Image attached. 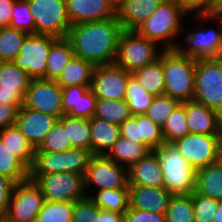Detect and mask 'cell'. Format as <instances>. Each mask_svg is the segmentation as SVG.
<instances>
[{"label":"cell","mask_w":222,"mask_h":222,"mask_svg":"<svg viewBox=\"0 0 222 222\" xmlns=\"http://www.w3.org/2000/svg\"><path fill=\"white\" fill-rule=\"evenodd\" d=\"M176 50L196 60L221 58L222 20L214 13L190 14L185 20Z\"/></svg>","instance_id":"cell-2"},{"label":"cell","mask_w":222,"mask_h":222,"mask_svg":"<svg viewBox=\"0 0 222 222\" xmlns=\"http://www.w3.org/2000/svg\"><path fill=\"white\" fill-rule=\"evenodd\" d=\"M196 59L175 50L162 52L165 95L180 102L192 101L195 94Z\"/></svg>","instance_id":"cell-4"},{"label":"cell","mask_w":222,"mask_h":222,"mask_svg":"<svg viewBox=\"0 0 222 222\" xmlns=\"http://www.w3.org/2000/svg\"><path fill=\"white\" fill-rule=\"evenodd\" d=\"M154 97L142 87L139 80L133 74L129 77L124 99L130 107L133 116L144 114Z\"/></svg>","instance_id":"cell-38"},{"label":"cell","mask_w":222,"mask_h":222,"mask_svg":"<svg viewBox=\"0 0 222 222\" xmlns=\"http://www.w3.org/2000/svg\"><path fill=\"white\" fill-rule=\"evenodd\" d=\"M92 155L90 150L79 148L63 152H35L30 174L70 172L84 175Z\"/></svg>","instance_id":"cell-10"},{"label":"cell","mask_w":222,"mask_h":222,"mask_svg":"<svg viewBox=\"0 0 222 222\" xmlns=\"http://www.w3.org/2000/svg\"><path fill=\"white\" fill-rule=\"evenodd\" d=\"M186 122L190 133L222 135V115L203 104L185 101Z\"/></svg>","instance_id":"cell-23"},{"label":"cell","mask_w":222,"mask_h":222,"mask_svg":"<svg viewBox=\"0 0 222 222\" xmlns=\"http://www.w3.org/2000/svg\"><path fill=\"white\" fill-rule=\"evenodd\" d=\"M30 12L28 0H17L13 5L10 27L35 34V21Z\"/></svg>","instance_id":"cell-45"},{"label":"cell","mask_w":222,"mask_h":222,"mask_svg":"<svg viewBox=\"0 0 222 222\" xmlns=\"http://www.w3.org/2000/svg\"><path fill=\"white\" fill-rule=\"evenodd\" d=\"M189 15L177 0H163L135 31L164 50H175Z\"/></svg>","instance_id":"cell-3"},{"label":"cell","mask_w":222,"mask_h":222,"mask_svg":"<svg viewBox=\"0 0 222 222\" xmlns=\"http://www.w3.org/2000/svg\"><path fill=\"white\" fill-rule=\"evenodd\" d=\"M187 134H190V131L186 122L185 102H181L162 126V135L165 143H173Z\"/></svg>","instance_id":"cell-40"},{"label":"cell","mask_w":222,"mask_h":222,"mask_svg":"<svg viewBox=\"0 0 222 222\" xmlns=\"http://www.w3.org/2000/svg\"><path fill=\"white\" fill-rule=\"evenodd\" d=\"M73 148L67 135V128L58 120L48 132L36 152H63Z\"/></svg>","instance_id":"cell-44"},{"label":"cell","mask_w":222,"mask_h":222,"mask_svg":"<svg viewBox=\"0 0 222 222\" xmlns=\"http://www.w3.org/2000/svg\"><path fill=\"white\" fill-rule=\"evenodd\" d=\"M17 0H0V28L10 27L13 5Z\"/></svg>","instance_id":"cell-51"},{"label":"cell","mask_w":222,"mask_h":222,"mask_svg":"<svg viewBox=\"0 0 222 222\" xmlns=\"http://www.w3.org/2000/svg\"><path fill=\"white\" fill-rule=\"evenodd\" d=\"M162 2L163 0H123L116 7V18L124 30L135 31Z\"/></svg>","instance_id":"cell-24"},{"label":"cell","mask_w":222,"mask_h":222,"mask_svg":"<svg viewBox=\"0 0 222 222\" xmlns=\"http://www.w3.org/2000/svg\"><path fill=\"white\" fill-rule=\"evenodd\" d=\"M154 151L160 161L164 187L172 195H188L195 191L196 169L172 143H163Z\"/></svg>","instance_id":"cell-5"},{"label":"cell","mask_w":222,"mask_h":222,"mask_svg":"<svg viewBox=\"0 0 222 222\" xmlns=\"http://www.w3.org/2000/svg\"><path fill=\"white\" fill-rule=\"evenodd\" d=\"M163 51L158 44L140 36L136 31L124 30L119 38L114 64L133 73L155 62Z\"/></svg>","instance_id":"cell-6"},{"label":"cell","mask_w":222,"mask_h":222,"mask_svg":"<svg viewBox=\"0 0 222 222\" xmlns=\"http://www.w3.org/2000/svg\"><path fill=\"white\" fill-rule=\"evenodd\" d=\"M151 151L145 144L120 137L106 156L128 169Z\"/></svg>","instance_id":"cell-30"},{"label":"cell","mask_w":222,"mask_h":222,"mask_svg":"<svg viewBox=\"0 0 222 222\" xmlns=\"http://www.w3.org/2000/svg\"><path fill=\"white\" fill-rule=\"evenodd\" d=\"M19 109L16 104H0V131L15 124Z\"/></svg>","instance_id":"cell-50"},{"label":"cell","mask_w":222,"mask_h":222,"mask_svg":"<svg viewBox=\"0 0 222 222\" xmlns=\"http://www.w3.org/2000/svg\"><path fill=\"white\" fill-rule=\"evenodd\" d=\"M14 186L15 183L11 179L0 175V222L8 212L9 201Z\"/></svg>","instance_id":"cell-49"},{"label":"cell","mask_w":222,"mask_h":222,"mask_svg":"<svg viewBox=\"0 0 222 222\" xmlns=\"http://www.w3.org/2000/svg\"><path fill=\"white\" fill-rule=\"evenodd\" d=\"M58 119L56 116L22 106L19 109L15 125L31 145L37 149Z\"/></svg>","instance_id":"cell-18"},{"label":"cell","mask_w":222,"mask_h":222,"mask_svg":"<svg viewBox=\"0 0 222 222\" xmlns=\"http://www.w3.org/2000/svg\"><path fill=\"white\" fill-rule=\"evenodd\" d=\"M73 55L74 52L70 41L66 37L58 38L51 45L49 51L45 79L56 81Z\"/></svg>","instance_id":"cell-32"},{"label":"cell","mask_w":222,"mask_h":222,"mask_svg":"<svg viewBox=\"0 0 222 222\" xmlns=\"http://www.w3.org/2000/svg\"><path fill=\"white\" fill-rule=\"evenodd\" d=\"M213 222H222V200H218V208L214 214Z\"/></svg>","instance_id":"cell-52"},{"label":"cell","mask_w":222,"mask_h":222,"mask_svg":"<svg viewBox=\"0 0 222 222\" xmlns=\"http://www.w3.org/2000/svg\"><path fill=\"white\" fill-rule=\"evenodd\" d=\"M196 170L219 161L222 135L190 133L172 143Z\"/></svg>","instance_id":"cell-12"},{"label":"cell","mask_w":222,"mask_h":222,"mask_svg":"<svg viewBox=\"0 0 222 222\" xmlns=\"http://www.w3.org/2000/svg\"><path fill=\"white\" fill-rule=\"evenodd\" d=\"M91 153L106 155L121 137L120 126L93 116L90 119Z\"/></svg>","instance_id":"cell-26"},{"label":"cell","mask_w":222,"mask_h":222,"mask_svg":"<svg viewBox=\"0 0 222 222\" xmlns=\"http://www.w3.org/2000/svg\"><path fill=\"white\" fill-rule=\"evenodd\" d=\"M132 74L148 93L155 97L165 94L162 53L155 62L135 70Z\"/></svg>","instance_id":"cell-33"},{"label":"cell","mask_w":222,"mask_h":222,"mask_svg":"<svg viewBox=\"0 0 222 222\" xmlns=\"http://www.w3.org/2000/svg\"><path fill=\"white\" fill-rule=\"evenodd\" d=\"M195 222H213L218 208V200L204 196L196 191L191 193Z\"/></svg>","instance_id":"cell-46"},{"label":"cell","mask_w":222,"mask_h":222,"mask_svg":"<svg viewBox=\"0 0 222 222\" xmlns=\"http://www.w3.org/2000/svg\"><path fill=\"white\" fill-rule=\"evenodd\" d=\"M131 75V72L115 64L95 66L90 89L100 99H124Z\"/></svg>","instance_id":"cell-16"},{"label":"cell","mask_w":222,"mask_h":222,"mask_svg":"<svg viewBox=\"0 0 222 222\" xmlns=\"http://www.w3.org/2000/svg\"><path fill=\"white\" fill-rule=\"evenodd\" d=\"M23 106L60 118L63 116L62 87L55 80L31 79Z\"/></svg>","instance_id":"cell-15"},{"label":"cell","mask_w":222,"mask_h":222,"mask_svg":"<svg viewBox=\"0 0 222 222\" xmlns=\"http://www.w3.org/2000/svg\"><path fill=\"white\" fill-rule=\"evenodd\" d=\"M115 7H117L123 0H110Z\"/></svg>","instance_id":"cell-54"},{"label":"cell","mask_w":222,"mask_h":222,"mask_svg":"<svg viewBox=\"0 0 222 222\" xmlns=\"http://www.w3.org/2000/svg\"><path fill=\"white\" fill-rule=\"evenodd\" d=\"M57 39L50 35L29 34L12 62L31 79H45L49 51Z\"/></svg>","instance_id":"cell-14"},{"label":"cell","mask_w":222,"mask_h":222,"mask_svg":"<svg viewBox=\"0 0 222 222\" xmlns=\"http://www.w3.org/2000/svg\"><path fill=\"white\" fill-rule=\"evenodd\" d=\"M35 21V34L67 37L71 27L66 0H28Z\"/></svg>","instance_id":"cell-11"},{"label":"cell","mask_w":222,"mask_h":222,"mask_svg":"<svg viewBox=\"0 0 222 222\" xmlns=\"http://www.w3.org/2000/svg\"><path fill=\"white\" fill-rule=\"evenodd\" d=\"M121 137L145 144L152 151L165 143L162 128L144 114L134 115L120 125Z\"/></svg>","instance_id":"cell-19"},{"label":"cell","mask_w":222,"mask_h":222,"mask_svg":"<svg viewBox=\"0 0 222 222\" xmlns=\"http://www.w3.org/2000/svg\"><path fill=\"white\" fill-rule=\"evenodd\" d=\"M31 78L13 62H0V104L23 106Z\"/></svg>","instance_id":"cell-17"},{"label":"cell","mask_w":222,"mask_h":222,"mask_svg":"<svg viewBox=\"0 0 222 222\" xmlns=\"http://www.w3.org/2000/svg\"><path fill=\"white\" fill-rule=\"evenodd\" d=\"M45 199L39 186L31 178L15 184L8 212L1 222H36Z\"/></svg>","instance_id":"cell-13"},{"label":"cell","mask_w":222,"mask_h":222,"mask_svg":"<svg viewBox=\"0 0 222 222\" xmlns=\"http://www.w3.org/2000/svg\"><path fill=\"white\" fill-rule=\"evenodd\" d=\"M94 116L120 126L126 119H129L133 115L125 99L113 100L97 98Z\"/></svg>","instance_id":"cell-35"},{"label":"cell","mask_w":222,"mask_h":222,"mask_svg":"<svg viewBox=\"0 0 222 222\" xmlns=\"http://www.w3.org/2000/svg\"><path fill=\"white\" fill-rule=\"evenodd\" d=\"M95 66L73 55L56 82L62 87L91 85Z\"/></svg>","instance_id":"cell-31"},{"label":"cell","mask_w":222,"mask_h":222,"mask_svg":"<svg viewBox=\"0 0 222 222\" xmlns=\"http://www.w3.org/2000/svg\"><path fill=\"white\" fill-rule=\"evenodd\" d=\"M29 34L11 27L0 28V62H12Z\"/></svg>","instance_id":"cell-39"},{"label":"cell","mask_w":222,"mask_h":222,"mask_svg":"<svg viewBox=\"0 0 222 222\" xmlns=\"http://www.w3.org/2000/svg\"><path fill=\"white\" fill-rule=\"evenodd\" d=\"M189 14L213 13L219 0H177Z\"/></svg>","instance_id":"cell-48"},{"label":"cell","mask_w":222,"mask_h":222,"mask_svg":"<svg viewBox=\"0 0 222 222\" xmlns=\"http://www.w3.org/2000/svg\"><path fill=\"white\" fill-rule=\"evenodd\" d=\"M97 97L90 85H78L62 88L63 115L91 119L95 115Z\"/></svg>","instance_id":"cell-21"},{"label":"cell","mask_w":222,"mask_h":222,"mask_svg":"<svg viewBox=\"0 0 222 222\" xmlns=\"http://www.w3.org/2000/svg\"><path fill=\"white\" fill-rule=\"evenodd\" d=\"M90 198L99 209L125 212L129 208V188L101 190Z\"/></svg>","instance_id":"cell-37"},{"label":"cell","mask_w":222,"mask_h":222,"mask_svg":"<svg viewBox=\"0 0 222 222\" xmlns=\"http://www.w3.org/2000/svg\"><path fill=\"white\" fill-rule=\"evenodd\" d=\"M0 175L11 179L15 184L30 178V170L5 146L0 139Z\"/></svg>","instance_id":"cell-36"},{"label":"cell","mask_w":222,"mask_h":222,"mask_svg":"<svg viewBox=\"0 0 222 222\" xmlns=\"http://www.w3.org/2000/svg\"><path fill=\"white\" fill-rule=\"evenodd\" d=\"M195 191L222 200V163L219 161L196 170Z\"/></svg>","instance_id":"cell-29"},{"label":"cell","mask_w":222,"mask_h":222,"mask_svg":"<svg viewBox=\"0 0 222 222\" xmlns=\"http://www.w3.org/2000/svg\"><path fill=\"white\" fill-rule=\"evenodd\" d=\"M180 103L176 98L165 94L159 95L154 97L144 115L162 128L169 115Z\"/></svg>","instance_id":"cell-43"},{"label":"cell","mask_w":222,"mask_h":222,"mask_svg":"<svg viewBox=\"0 0 222 222\" xmlns=\"http://www.w3.org/2000/svg\"><path fill=\"white\" fill-rule=\"evenodd\" d=\"M173 195L165 187L129 185V207L166 215Z\"/></svg>","instance_id":"cell-22"},{"label":"cell","mask_w":222,"mask_h":222,"mask_svg":"<svg viewBox=\"0 0 222 222\" xmlns=\"http://www.w3.org/2000/svg\"><path fill=\"white\" fill-rule=\"evenodd\" d=\"M75 201L53 202L45 200L36 222H72Z\"/></svg>","instance_id":"cell-41"},{"label":"cell","mask_w":222,"mask_h":222,"mask_svg":"<svg viewBox=\"0 0 222 222\" xmlns=\"http://www.w3.org/2000/svg\"><path fill=\"white\" fill-rule=\"evenodd\" d=\"M45 200L53 202L77 201L87 197L84 175L70 172L30 174Z\"/></svg>","instance_id":"cell-9"},{"label":"cell","mask_w":222,"mask_h":222,"mask_svg":"<svg viewBox=\"0 0 222 222\" xmlns=\"http://www.w3.org/2000/svg\"><path fill=\"white\" fill-rule=\"evenodd\" d=\"M128 185L164 187V176L155 151L128 168Z\"/></svg>","instance_id":"cell-25"},{"label":"cell","mask_w":222,"mask_h":222,"mask_svg":"<svg viewBox=\"0 0 222 222\" xmlns=\"http://www.w3.org/2000/svg\"><path fill=\"white\" fill-rule=\"evenodd\" d=\"M125 212L99 209L90 197L75 201L72 222H125Z\"/></svg>","instance_id":"cell-27"},{"label":"cell","mask_w":222,"mask_h":222,"mask_svg":"<svg viewBox=\"0 0 222 222\" xmlns=\"http://www.w3.org/2000/svg\"><path fill=\"white\" fill-rule=\"evenodd\" d=\"M219 19L222 20V0H219L218 5L213 12Z\"/></svg>","instance_id":"cell-53"},{"label":"cell","mask_w":222,"mask_h":222,"mask_svg":"<svg viewBox=\"0 0 222 222\" xmlns=\"http://www.w3.org/2000/svg\"><path fill=\"white\" fill-rule=\"evenodd\" d=\"M87 197L106 189L129 188L128 169L106 155H92L84 174Z\"/></svg>","instance_id":"cell-8"},{"label":"cell","mask_w":222,"mask_h":222,"mask_svg":"<svg viewBox=\"0 0 222 222\" xmlns=\"http://www.w3.org/2000/svg\"><path fill=\"white\" fill-rule=\"evenodd\" d=\"M66 8L71 26L116 17V7L110 0H66Z\"/></svg>","instance_id":"cell-20"},{"label":"cell","mask_w":222,"mask_h":222,"mask_svg":"<svg viewBox=\"0 0 222 222\" xmlns=\"http://www.w3.org/2000/svg\"><path fill=\"white\" fill-rule=\"evenodd\" d=\"M124 216L125 222H167L165 215L130 207L125 211Z\"/></svg>","instance_id":"cell-47"},{"label":"cell","mask_w":222,"mask_h":222,"mask_svg":"<svg viewBox=\"0 0 222 222\" xmlns=\"http://www.w3.org/2000/svg\"><path fill=\"white\" fill-rule=\"evenodd\" d=\"M193 101L222 115V57L196 60Z\"/></svg>","instance_id":"cell-7"},{"label":"cell","mask_w":222,"mask_h":222,"mask_svg":"<svg viewBox=\"0 0 222 222\" xmlns=\"http://www.w3.org/2000/svg\"><path fill=\"white\" fill-rule=\"evenodd\" d=\"M220 162L222 163V144H221V150H220V157H219Z\"/></svg>","instance_id":"cell-55"},{"label":"cell","mask_w":222,"mask_h":222,"mask_svg":"<svg viewBox=\"0 0 222 222\" xmlns=\"http://www.w3.org/2000/svg\"><path fill=\"white\" fill-rule=\"evenodd\" d=\"M58 120L67 128V135L73 148L91 151L90 119L63 115Z\"/></svg>","instance_id":"cell-34"},{"label":"cell","mask_w":222,"mask_h":222,"mask_svg":"<svg viewBox=\"0 0 222 222\" xmlns=\"http://www.w3.org/2000/svg\"><path fill=\"white\" fill-rule=\"evenodd\" d=\"M0 139L5 146H7L29 170H31L36 149L20 132L18 127L13 124L3 128L0 131Z\"/></svg>","instance_id":"cell-28"},{"label":"cell","mask_w":222,"mask_h":222,"mask_svg":"<svg viewBox=\"0 0 222 222\" xmlns=\"http://www.w3.org/2000/svg\"><path fill=\"white\" fill-rule=\"evenodd\" d=\"M165 216L167 222H195L191 194L173 195Z\"/></svg>","instance_id":"cell-42"},{"label":"cell","mask_w":222,"mask_h":222,"mask_svg":"<svg viewBox=\"0 0 222 222\" xmlns=\"http://www.w3.org/2000/svg\"><path fill=\"white\" fill-rule=\"evenodd\" d=\"M124 31L118 19L82 22L70 27L67 39L74 55L94 66L114 64L119 38Z\"/></svg>","instance_id":"cell-1"}]
</instances>
